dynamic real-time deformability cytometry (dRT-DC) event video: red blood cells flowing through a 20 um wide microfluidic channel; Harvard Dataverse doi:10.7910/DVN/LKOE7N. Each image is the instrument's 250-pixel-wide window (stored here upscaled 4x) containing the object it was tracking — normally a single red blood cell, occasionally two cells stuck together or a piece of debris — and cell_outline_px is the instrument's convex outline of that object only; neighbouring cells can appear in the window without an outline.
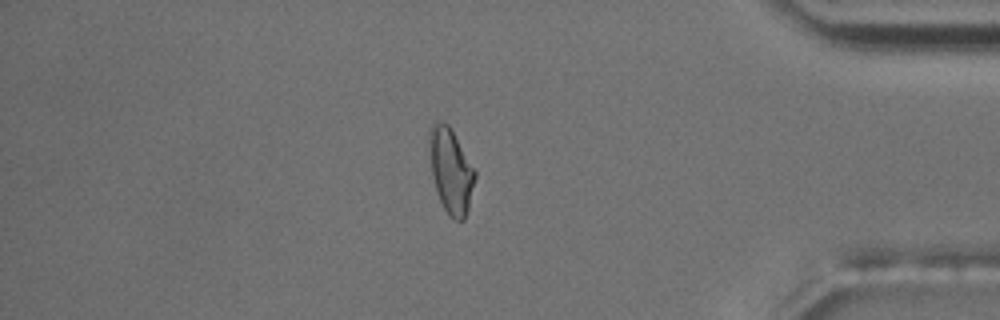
{"species": "common noctule bat (a hibernating species)", "species_latin": "Nyctalus noctula", "temperature_condition": "room temperature", "stored_images_in_passage": 54, "camera_frame_rate_fps": 3000, "um_per_image_px": 0.085, "animal": {"sex": "male", "body_mass_g": 17.5, "forearm_length_mm": 52.3}, "frame": {"image": 1, "passage_image": 46, "time_ms": 15.0, "image_size_px": [1000, 320], "cell_outline_px": [[476, 176], [468, 208], [464, 220], [456, 220], [448, 216], [440, 200], [432, 176], [428, 140], [428, 128], [436, 120], [440, 120], [448, 124], [476, 172]], "centroid_in_image_um": [38.29, 14.48], "position_along_channel_um": 396.9, "area_um2": 22.43}, "authors_computed_cell_mechanics": {"area_um2": 20.6924, "velocity_mm_per_s": 3.6851, "shape_relaxation_time_tau1_ms": 5.0559, "shape_relaxation_time_tau2_ms": 3.7861, "deformation_change_tau1": 0.1537, "deformation_change_tau2": 0.0921}}